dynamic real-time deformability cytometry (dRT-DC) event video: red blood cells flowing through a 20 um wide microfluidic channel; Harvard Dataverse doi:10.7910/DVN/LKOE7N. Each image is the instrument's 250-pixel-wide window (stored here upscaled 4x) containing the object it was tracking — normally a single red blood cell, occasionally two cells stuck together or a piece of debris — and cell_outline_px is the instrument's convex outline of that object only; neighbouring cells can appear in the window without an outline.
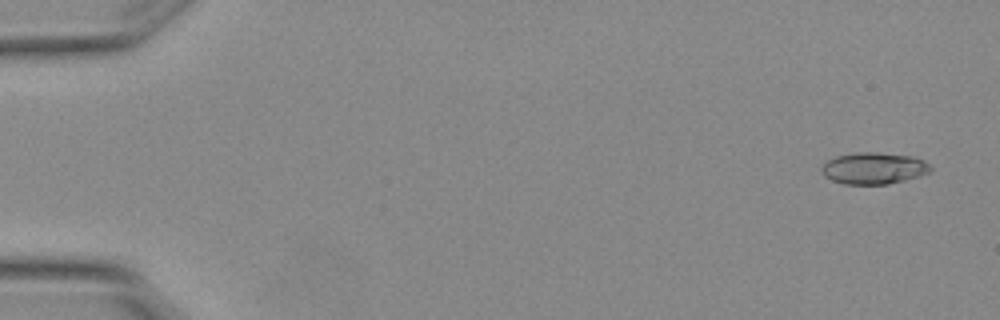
{"species": "Egyptian fruit bat (a non-hibernating species)", "species_latin": "Rousettus aegyptiacus", "temperature_condition": "warm", "stored_images_in_passage": 5, "camera_frame_rate_fps": 3000, "um_per_image_px": 0.085, "animal": {"sex": "female"}, "frame": {"image": 1, "passage_image": 1, "time_ms": 0.0, "image_size_px": [1000, 320], "cell_outline_px": [[932, 172], [920, 176], [888, 184], [844, 184], [832, 180], [824, 176], [820, 168], [828, 160], [836, 156], [856, 152], [876, 152], [912, 156], [924, 160], [932, 168]], "centroid_in_image_um": [74.28, 14.3], "position_along_channel_um": 10.7, "area_um2": 20.17}}
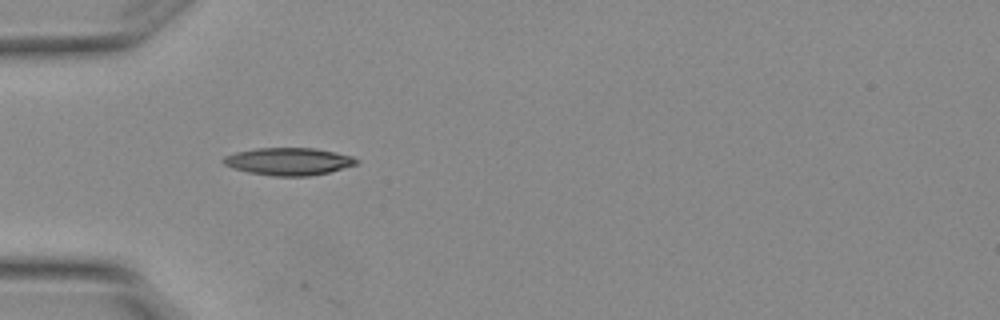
{"frame": {"image": 2, "passage_image": 5, "time_ms": 1.333, "image_size_px": [1000, 320], "cell_outline_px": [[360, 160], [356, 164], [328, 172], [308, 176], [276, 176], [248, 172], [232, 168], [224, 164], [220, 160], [224, 156], [236, 152], [256, 148], [312, 148], [352, 156]], "centroid_in_image_um": [24.48, 13.72], "position_along_channel_um": 60.5, "area_um2": 21.1}}